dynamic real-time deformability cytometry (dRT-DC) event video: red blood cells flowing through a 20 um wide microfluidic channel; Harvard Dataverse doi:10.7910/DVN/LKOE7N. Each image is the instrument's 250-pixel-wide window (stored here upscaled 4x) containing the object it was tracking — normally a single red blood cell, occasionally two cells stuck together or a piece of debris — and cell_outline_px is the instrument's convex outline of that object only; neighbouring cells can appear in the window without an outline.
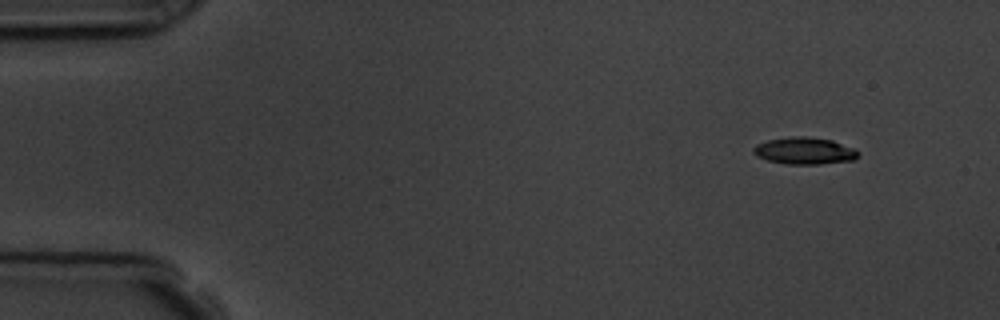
{"species": "common noctule bat (a hibernating species)", "species_latin": "Nyctalus noctula", "temperature_condition": "room temperature", "stored_images_in_passage": 5, "camera_frame_rate_fps": 3000, "um_per_image_px": 0.085, "animal": {"sex": "male", "body_mass_g": 19.5, "forearm_length_mm": 54.6}, "frame": {"image": 1, "passage_image": 1, "time_ms": 0.0, "image_size_px": [1000, 320], "cell_outline_px": [[860, 156], [856, 160], [820, 164], [788, 164], [768, 160], [756, 156], [752, 152], [752, 148], [756, 144], [768, 140], [796, 136], [808, 136], [832, 140], [856, 148], [860, 152]], "centroid_in_image_um": [68.44, 12.82], "position_along_channel_um": 16.6, "area_um2": 16.7}}
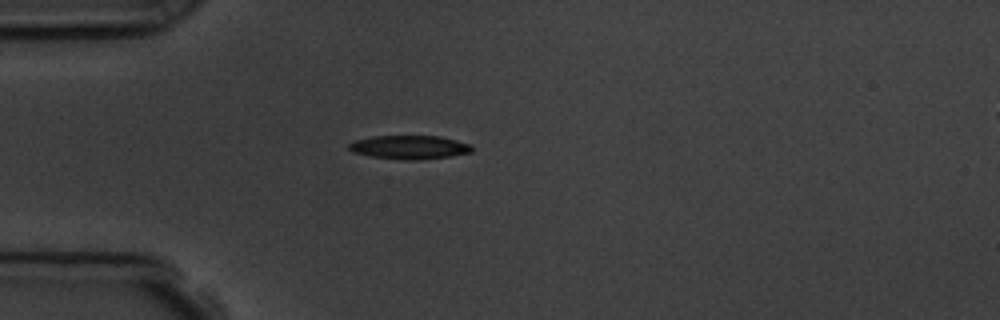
{"frame": {"image": 2, "passage_image": 4, "time_ms": 3.333, "image_size_px": [1000, 320], "cell_outline_px": [[472, 152], [448, 156], [416, 160], [400, 160], [372, 156], [352, 152], [348, 148], [348, 144], [352, 140], [372, 136], [440, 136], [472, 144]], "centroid_in_image_um": [34.77, 12.51], "position_along_channel_um": 50.2, "area_um2": 17.05}}